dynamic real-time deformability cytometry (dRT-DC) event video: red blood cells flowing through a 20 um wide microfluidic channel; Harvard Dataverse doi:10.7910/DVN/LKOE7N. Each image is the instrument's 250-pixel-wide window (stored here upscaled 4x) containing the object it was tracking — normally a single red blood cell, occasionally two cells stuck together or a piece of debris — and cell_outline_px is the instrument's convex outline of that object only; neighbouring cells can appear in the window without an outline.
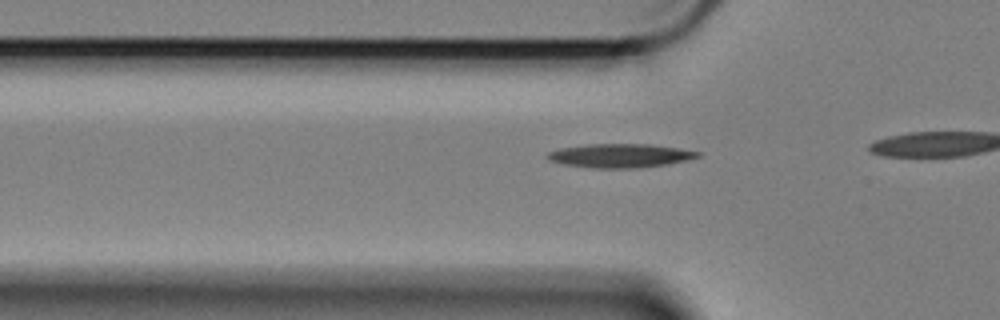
{"species": "Egyptian fruit bat (a non-hibernating species)", "species_latin": "Rousettus aegyptiacus", "temperature_condition": "cold", "stored_images_in_passage": 8, "camera_frame_rate_fps": 3000, "um_per_image_px": 0.085, "animal": {"sex": "female"}, "frame": {"image": 1, "passage_image": 2, "time_ms": 0.333, "image_size_px": [1000, 320], "cell_outline_px": [[700, 156], [688, 160], [668, 164], [636, 168], [592, 168], [564, 164], [548, 160], [544, 156], [548, 152], [560, 148], [588, 144], [648, 144], [680, 148], [700, 152]], "centroid_in_image_um": [52.69, 13.23], "position_along_channel_um": 73.1, "area_um2": 20.92}}
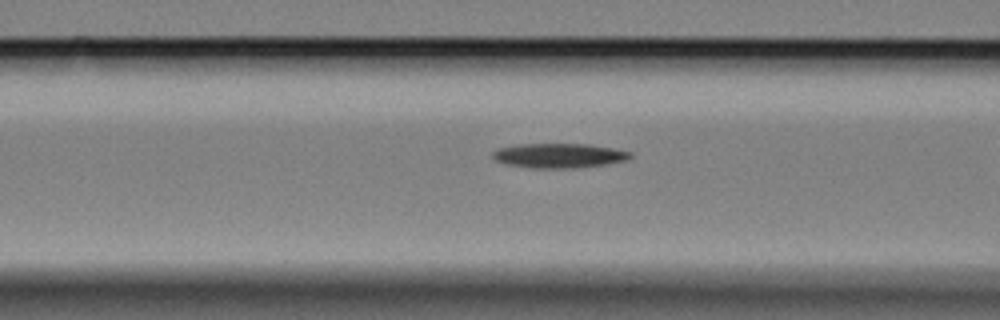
{"frame": {"image": 2, "passage_image": 6, "time_ms": 1.667, "image_size_px": [1000, 320], "cell_outline_px": [[632, 156], [628, 160], [608, 164], [576, 168], [532, 168], [508, 164], [496, 160], [492, 156], [492, 152], [500, 148], [520, 144], [588, 144], [612, 148], [632, 152]], "centroid_in_image_um": [47.57, 13.23], "position_along_channel_um": 119.0, "area_um2": 19.65}}